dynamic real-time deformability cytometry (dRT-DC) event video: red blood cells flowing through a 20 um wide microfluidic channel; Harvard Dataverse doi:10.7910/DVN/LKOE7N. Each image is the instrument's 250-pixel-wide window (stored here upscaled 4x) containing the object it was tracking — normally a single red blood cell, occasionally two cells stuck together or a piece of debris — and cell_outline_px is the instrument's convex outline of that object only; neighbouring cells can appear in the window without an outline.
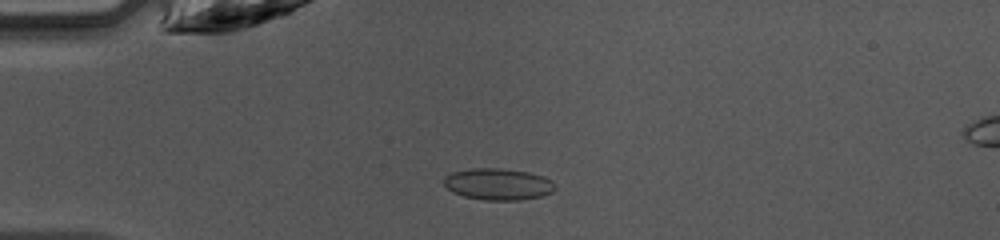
{"species": "common noctule bat (a hibernating species)", "species_latin": "Nyctalus noctula", "temperature_condition": "warm", "stored_images_in_passage": 45, "camera_frame_rate_fps": 3000, "um_per_image_px": 0.085, "animal": {"sex": "female", "body_mass_g": 10.0, "forearm_length_mm": 53.1}, "frame": {"image": 1, "passage_image": 10, "time_ms": 3.0, "image_size_px": [1000, 240], "cell_outline_px": [[556, 188], [552, 192], [544, 196], [520, 200], [484, 200], [464, 196], [452, 192], [444, 184], [444, 176], [452, 172], [472, 168], [500, 168], [528, 172], [544, 176], [552, 180]], "centroid_in_image_um": [42.36, 15.65], "position_along_channel_um": 42.6, "area_um2": 20.63}}
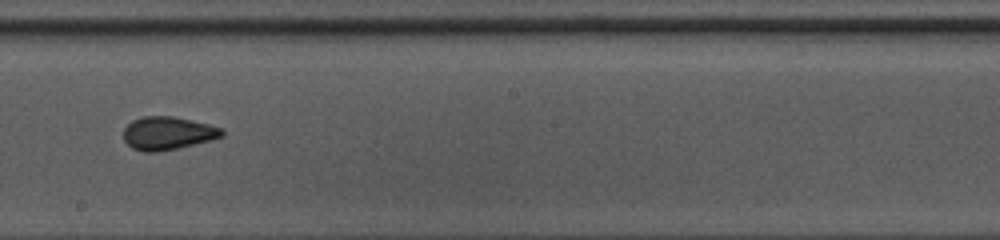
{"frame": {"image": 2, "passage_image": 25, "time_ms": 8.0, "image_size_px": [1000, 240], "cell_outline_px": [[224, 136], [212, 140], [176, 148], [156, 152], [144, 152], [132, 148], [124, 140], [124, 128], [132, 120], [144, 116], [172, 116], [208, 124], [224, 128]], "centroid_in_image_um": [14.27, 11.32], "position_along_channel_um": 233.9, "area_um2": 18.96}}
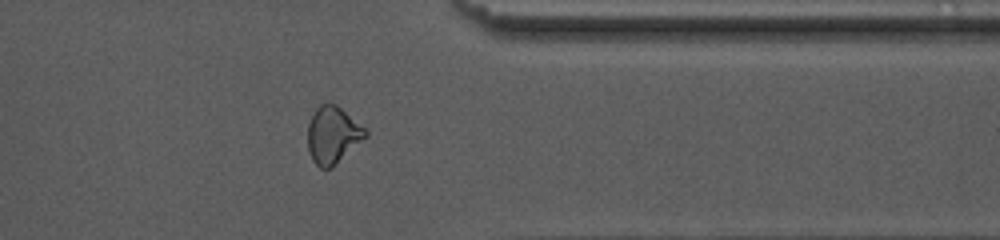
{"frame": {"image": 3, "passage_image": 36, "time_ms": 11.667, "image_size_px": [1000, 240], "cell_outline_px": [[368, 136], [328, 168], [320, 168], [312, 160], [308, 148], [308, 124], [316, 108], [320, 104], [328, 100], [336, 104], [364, 128], [368, 132]], "centroid_in_image_um": [28.26, 11.42], "position_along_channel_um": 383.1, "area_um2": 18.79}, "authors_computed_cell_mechanics": {"area_um2": 19.3052, "velocity_mm_per_s": 4.2364, "shape_relaxation_time_tau1_ms": 7.7136, "shape_relaxation_time_tau2_ms": 1.2192, "deformation_change_tau1": 0.1483, "deformation_change_tau2": 0.0626}}